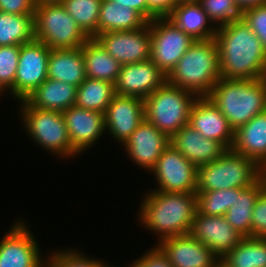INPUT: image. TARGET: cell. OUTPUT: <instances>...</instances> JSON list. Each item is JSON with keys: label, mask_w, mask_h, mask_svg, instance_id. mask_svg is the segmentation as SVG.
<instances>
[{"label": "cell", "mask_w": 266, "mask_h": 267, "mask_svg": "<svg viewBox=\"0 0 266 267\" xmlns=\"http://www.w3.org/2000/svg\"><path fill=\"white\" fill-rule=\"evenodd\" d=\"M221 78L263 79L266 74V51L259 37L241 17L217 28Z\"/></svg>", "instance_id": "6da1fadb"}, {"label": "cell", "mask_w": 266, "mask_h": 267, "mask_svg": "<svg viewBox=\"0 0 266 267\" xmlns=\"http://www.w3.org/2000/svg\"><path fill=\"white\" fill-rule=\"evenodd\" d=\"M139 207V225L163 239L189 234L197 212L196 193L145 192Z\"/></svg>", "instance_id": "7a4b0ae2"}, {"label": "cell", "mask_w": 266, "mask_h": 267, "mask_svg": "<svg viewBox=\"0 0 266 267\" xmlns=\"http://www.w3.org/2000/svg\"><path fill=\"white\" fill-rule=\"evenodd\" d=\"M206 97L235 131L266 111V82L264 79L220 78Z\"/></svg>", "instance_id": "3957f363"}, {"label": "cell", "mask_w": 266, "mask_h": 267, "mask_svg": "<svg viewBox=\"0 0 266 267\" xmlns=\"http://www.w3.org/2000/svg\"><path fill=\"white\" fill-rule=\"evenodd\" d=\"M221 78L215 38L194 41L166 76V82L206 97Z\"/></svg>", "instance_id": "277c9868"}, {"label": "cell", "mask_w": 266, "mask_h": 267, "mask_svg": "<svg viewBox=\"0 0 266 267\" xmlns=\"http://www.w3.org/2000/svg\"><path fill=\"white\" fill-rule=\"evenodd\" d=\"M260 178V166L254 160L228 149L216 160L197 167L196 192L247 188Z\"/></svg>", "instance_id": "5b68a950"}, {"label": "cell", "mask_w": 266, "mask_h": 267, "mask_svg": "<svg viewBox=\"0 0 266 267\" xmlns=\"http://www.w3.org/2000/svg\"><path fill=\"white\" fill-rule=\"evenodd\" d=\"M197 98L193 92L165 82L144 99L145 119L171 138L188 124Z\"/></svg>", "instance_id": "8992f818"}, {"label": "cell", "mask_w": 266, "mask_h": 267, "mask_svg": "<svg viewBox=\"0 0 266 267\" xmlns=\"http://www.w3.org/2000/svg\"><path fill=\"white\" fill-rule=\"evenodd\" d=\"M19 102L21 122L32 142L54 154V157L69 160L72 145L62 112L30 107L24 100Z\"/></svg>", "instance_id": "52a82bcc"}, {"label": "cell", "mask_w": 266, "mask_h": 267, "mask_svg": "<svg viewBox=\"0 0 266 267\" xmlns=\"http://www.w3.org/2000/svg\"><path fill=\"white\" fill-rule=\"evenodd\" d=\"M34 26L35 39L50 49L80 48L89 40L61 3L36 6Z\"/></svg>", "instance_id": "ba28073f"}, {"label": "cell", "mask_w": 266, "mask_h": 267, "mask_svg": "<svg viewBox=\"0 0 266 267\" xmlns=\"http://www.w3.org/2000/svg\"><path fill=\"white\" fill-rule=\"evenodd\" d=\"M148 23L151 33L150 59L167 76L195 40L166 17L155 18Z\"/></svg>", "instance_id": "9c48e42d"}, {"label": "cell", "mask_w": 266, "mask_h": 267, "mask_svg": "<svg viewBox=\"0 0 266 267\" xmlns=\"http://www.w3.org/2000/svg\"><path fill=\"white\" fill-rule=\"evenodd\" d=\"M24 220L18 218L0 239V267H46L40 245Z\"/></svg>", "instance_id": "30bf717a"}, {"label": "cell", "mask_w": 266, "mask_h": 267, "mask_svg": "<svg viewBox=\"0 0 266 267\" xmlns=\"http://www.w3.org/2000/svg\"><path fill=\"white\" fill-rule=\"evenodd\" d=\"M156 178L154 190L169 193H196L197 167L170 144L158 158L150 174Z\"/></svg>", "instance_id": "8fae6325"}, {"label": "cell", "mask_w": 266, "mask_h": 267, "mask_svg": "<svg viewBox=\"0 0 266 267\" xmlns=\"http://www.w3.org/2000/svg\"><path fill=\"white\" fill-rule=\"evenodd\" d=\"M49 54L50 48L36 39L21 45L14 80L13 99L25 100L48 78Z\"/></svg>", "instance_id": "7c38bea8"}, {"label": "cell", "mask_w": 266, "mask_h": 267, "mask_svg": "<svg viewBox=\"0 0 266 267\" xmlns=\"http://www.w3.org/2000/svg\"><path fill=\"white\" fill-rule=\"evenodd\" d=\"M94 39L121 65L150 60L151 33L149 23L137 30L101 33Z\"/></svg>", "instance_id": "4fadbf2b"}, {"label": "cell", "mask_w": 266, "mask_h": 267, "mask_svg": "<svg viewBox=\"0 0 266 267\" xmlns=\"http://www.w3.org/2000/svg\"><path fill=\"white\" fill-rule=\"evenodd\" d=\"M169 145L170 137L144 119L122 147L124 146L127 157L134 162L135 166L151 172L158 158Z\"/></svg>", "instance_id": "5bb4252c"}, {"label": "cell", "mask_w": 266, "mask_h": 267, "mask_svg": "<svg viewBox=\"0 0 266 267\" xmlns=\"http://www.w3.org/2000/svg\"><path fill=\"white\" fill-rule=\"evenodd\" d=\"M72 145V159L91 149L105 133V114L76 105L62 112Z\"/></svg>", "instance_id": "9a60e30c"}, {"label": "cell", "mask_w": 266, "mask_h": 267, "mask_svg": "<svg viewBox=\"0 0 266 267\" xmlns=\"http://www.w3.org/2000/svg\"><path fill=\"white\" fill-rule=\"evenodd\" d=\"M145 119V103L138 97L115 94L105 112V129L123 144Z\"/></svg>", "instance_id": "2e32d148"}, {"label": "cell", "mask_w": 266, "mask_h": 267, "mask_svg": "<svg viewBox=\"0 0 266 267\" xmlns=\"http://www.w3.org/2000/svg\"><path fill=\"white\" fill-rule=\"evenodd\" d=\"M189 234L211 249L220 260L242 240L225 216H206L196 212Z\"/></svg>", "instance_id": "e0dca14e"}, {"label": "cell", "mask_w": 266, "mask_h": 267, "mask_svg": "<svg viewBox=\"0 0 266 267\" xmlns=\"http://www.w3.org/2000/svg\"><path fill=\"white\" fill-rule=\"evenodd\" d=\"M172 267H219L220 258L190 234L173 236L156 244Z\"/></svg>", "instance_id": "ac0fdd59"}, {"label": "cell", "mask_w": 266, "mask_h": 267, "mask_svg": "<svg viewBox=\"0 0 266 267\" xmlns=\"http://www.w3.org/2000/svg\"><path fill=\"white\" fill-rule=\"evenodd\" d=\"M166 82V75L150 59L126 64L121 70L115 86V94L145 99Z\"/></svg>", "instance_id": "d6986e66"}, {"label": "cell", "mask_w": 266, "mask_h": 267, "mask_svg": "<svg viewBox=\"0 0 266 267\" xmlns=\"http://www.w3.org/2000/svg\"><path fill=\"white\" fill-rule=\"evenodd\" d=\"M188 125L207 139L221 142L231 149L234 129L218 108L207 98L198 97L190 110Z\"/></svg>", "instance_id": "ffe728a7"}, {"label": "cell", "mask_w": 266, "mask_h": 267, "mask_svg": "<svg viewBox=\"0 0 266 267\" xmlns=\"http://www.w3.org/2000/svg\"><path fill=\"white\" fill-rule=\"evenodd\" d=\"M170 144L196 167L216 160L228 150L221 142L203 137L188 124L170 138Z\"/></svg>", "instance_id": "44dd1931"}, {"label": "cell", "mask_w": 266, "mask_h": 267, "mask_svg": "<svg viewBox=\"0 0 266 267\" xmlns=\"http://www.w3.org/2000/svg\"><path fill=\"white\" fill-rule=\"evenodd\" d=\"M166 18L195 41L216 36L217 28L197 1L178 2Z\"/></svg>", "instance_id": "7402d4cb"}, {"label": "cell", "mask_w": 266, "mask_h": 267, "mask_svg": "<svg viewBox=\"0 0 266 267\" xmlns=\"http://www.w3.org/2000/svg\"><path fill=\"white\" fill-rule=\"evenodd\" d=\"M234 152L254 160L261 166L266 160V111L254 116L234 131Z\"/></svg>", "instance_id": "603a6c76"}, {"label": "cell", "mask_w": 266, "mask_h": 267, "mask_svg": "<svg viewBox=\"0 0 266 267\" xmlns=\"http://www.w3.org/2000/svg\"><path fill=\"white\" fill-rule=\"evenodd\" d=\"M77 87L47 78L24 100L30 107L64 112L76 103Z\"/></svg>", "instance_id": "cb8c5ba5"}, {"label": "cell", "mask_w": 266, "mask_h": 267, "mask_svg": "<svg viewBox=\"0 0 266 267\" xmlns=\"http://www.w3.org/2000/svg\"><path fill=\"white\" fill-rule=\"evenodd\" d=\"M48 78L79 87L87 78L82 46L75 49H50Z\"/></svg>", "instance_id": "d4e9b609"}, {"label": "cell", "mask_w": 266, "mask_h": 267, "mask_svg": "<svg viewBox=\"0 0 266 267\" xmlns=\"http://www.w3.org/2000/svg\"><path fill=\"white\" fill-rule=\"evenodd\" d=\"M265 188L266 181L262 178L247 188H235V200L224 216L231 227L243 237H251L253 207Z\"/></svg>", "instance_id": "484cf974"}, {"label": "cell", "mask_w": 266, "mask_h": 267, "mask_svg": "<svg viewBox=\"0 0 266 267\" xmlns=\"http://www.w3.org/2000/svg\"><path fill=\"white\" fill-rule=\"evenodd\" d=\"M147 24L148 21L134 9L121 6L110 0H102L98 20V34L137 30Z\"/></svg>", "instance_id": "4316f807"}, {"label": "cell", "mask_w": 266, "mask_h": 267, "mask_svg": "<svg viewBox=\"0 0 266 267\" xmlns=\"http://www.w3.org/2000/svg\"><path fill=\"white\" fill-rule=\"evenodd\" d=\"M86 77L116 83L121 64L113 58L94 38L82 46Z\"/></svg>", "instance_id": "83f0119b"}, {"label": "cell", "mask_w": 266, "mask_h": 267, "mask_svg": "<svg viewBox=\"0 0 266 267\" xmlns=\"http://www.w3.org/2000/svg\"><path fill=\"white\" fill-rule=\"evenodd\" d=\"M222 267H266V238L243 237L221 260Z\"/></svg>", "instance_id": "f1b7e54d"}, {"label": "cell", "mask_w": 266, "mask_h": 267, "mask_svg": "<svg viewBox=\"0 0 266 267\" xmlns=\"http://www.w3.org/2000/svg\"><path fill=\"white\" fill-rule=\"evenodd\" d=\"M114 95L115 86L112 82L87 77L77 87L75 105L105 114Z\"/></svg>", "instance_id": "f546056e"}, {"label": "cell", "mask_w": 266, "mask_h": 267, "mask_svg": "<svg viewBox=\"0 0 266 267\" xmlns=\"http://www.w3.org/2000/svg\"><path fill=\"white\" fill-rule=\"evenodd\" d=\"M34 39V15H17L0 11V46L22 45Z\"/></svg>", "instance_id": "4dcf8cb0"}, {"label": "cell", "mask_w": 266, "mask_h": 267, "mask_svg": "<svg viewBox=\"0 0 266 267\" xmlns=\"http://www.w3.org/2000/svg\"><path fill=\"white\" fill-rule=\"evenodd\" d=\"M102 0H63L61 4L90 39L98 35V20Z\"/></svg>", "instance_id": "1f68e13d"}, {"label": "cell", "mask_w": 266, "mask_h": 267, "mask_svg": "<svg viewBox=\"0 0 266 267\" xmlns=\"http://www.w3.org/2000/svg\"><path fill=\"white\" fill-rule=\"evenodd\" d=\"M197 211L206 216H224L235 200V188L196 192Z\"/></svg>", "instance_id": "d6a6232c"}, {"label": "cell", "mask_w": 266, "mask_h": 267, "mask_svg": "<svg viewBox=\"0 0 266 267\" xmlns=\"http://www.w3.org/2000/svg\"><path fill=\"white\" fill-rule=\"evenodd\" d=\"M197 2L216 28L230 24L242 15L235 0H197Z\"/></svg>", "instance_id": "836d02e7"}, {"label": "cell", "mask_w": 266, "mask_h": 267, "mask_svg": "<svg viewBox=\"0 0 266 267\" xmlns=\"http://www.w3.org/2000/svg\"><path fill=\"white\" fill-rule=\"evenodd\" d=\"M21 45L0 46V90L14 97V80Z\"/></svg>", "instance_id": "e575fe53"}, {"label": "cell", "mask_w": 266, "mask_h": 267, "mask_svg": "<svg viewBox=\"0 0 266 267\" xmlns=\"http://www.w3.org/2000/svg\"><path fill=\"white\" fill-rule=\"evenodd\" d=\"M45 261L46 267H100L104 262L100 258H91L87 253L85 255L77 249L69 250V247L51 251Z\"/></svg>", "instance_id": "d590c367"}, {"label": "cell", "mask_w": 266, "mask_h": 267, "mask_svg": "<svg viewBox=\"0 0 266 267\" xmlns=\"http://www.w3.org/2000/svg\"><path fill=\"white\" fill-rule=\"evenodd\" d=\"M241 17L259 37L266 51V3L245 9Z\"/></svg>", "instance_id": "8d00e7d4"}, {"label": "cell", "mask_w": 266, "mask_h": 267, "mask_svg": "<svg viewBox=\"0 0 266 267\" xmlns=\"http://www.w3.org/2000/svg\"><path fill=\"white\" fill-rule=\"evenodd\" d=\"M251 237L266 238V188L260 193L253 207Z\"/></svg>", "instance_id": "74e56055"}, {"label": "cell", "mask_w": 266, "mask_h": 267, "mask_svg": "<svg viewBox=\"0 0 266 267\" xmlns=\"http://www.w3.org/2000/svg\"><path fill=\"white\" fill-rule=\"evenodd\" d=\"M132 267H172L166 255L155 244L146 253L132 261Z\"/></svg>", "instance_id": "f35d334b"}, {"label": "cell", "mask_w": 266, "mask_h": 267, "mask_svg": "<svg viewBox=\"0 0 266 267\" xmlns=\"http://www.w3.org/2000/svg\"><path fill=\"white\" fill-rule=\"evenodd\" d=\"M34 0H0V11L17 15H34Z\"/></svg>", "instance_id": "ab89813d"}, {"label": "cell", "mask_w": 266, "mask_h": 267, "mask_svg": "<svg viewBox=\"0 0 266 267\" xmlns=\"http://www.w3.org/2000/svg\"><path fill=\"white\" fill-rule=\"evenodd\" d=\"M177 3V0H147V21L167 17Z\"/></svg>", "instance_id": "60d3db41"}, {"label": "cell", "mask_w": 266, "mask_h": 267, "mask_svg": "<svg viewBox=\"0 0 266 267\" xmlns=\"http://www.w3.org/2000/svg\"><path fill=\"white\" fill-rule=\"evenodd\" d=\"M140 13L147 20V0H110Z\"/></svg>", "instance_id": "b9f144b4"}, {"label": "cell", "mask_w": 266, "mask_h": 267, "mask_svg": "<svg viewBox=\"0 0 266 267\" xmlns=\"http://www.w3.org/2000/svg\"><path fill=\"white\" fill-rule=\"evenodd\" d=\"M241 11L257 5L265 4L266 0H235Z\"/></svg>", "instance_id": "7bdbcfd3"}, {"label": "cell", "mask_w": 266, "mask_h": 267, "mask_svg": "<svg viewBox=\"0 0 266 267\" xmlns=\"http://www.w3.org/2000/svg\"><path fill=\"white\" fill-rule=\"evenodd\" d=\"M35 6L43 5V4H54V3H61L63 0H34Z\"/></svg>", "instance_id": "ee69618b"}, {"label": "cell", "mask_w": 266, "mask_h": 267, "mask_svg": "<svg viewBox=\"0 0 266 267\" xmlns=\"http://www.w3.org/2000/svg\"><path fill=\"white\" fill-rule=\"evenodd\" d=\"M260 177L266 181V160L264 163L260 166Z\"/></svg>", "instance_id": "f6af8a7d"}, {"label": "cell", "mask_w": 266, "mask_h": 267, "mask_svg": "<svg viewBox=\"0 0 266 267\" xmlns=\"http://www.w3.org/2000/svg\"><path fill=\"white\" fill-rule=\"evenodd\" d=\"M100 267H116V265L115 266H112L111 264L110 265H108V263L106 264V262L104 261L102 264H101V266ZM127 267H132V265L130 264H128V266Z\"/></svg>", "instance_id": "bcb514c9"}, {"label": "cell", "mask_w": 266, "mask_h": 267, "mask_svg": "<svg viewBox=\"0 0 266 267\" xmlns=\"http://www.w3.org/2000/svg\"><path fill=\"white\" fill-rule=\"evenodd\" d=\"M178 2H181V1H197V0H177Z\"/></svg>", "instance_id": "7dc6e473"}]
</instances>
